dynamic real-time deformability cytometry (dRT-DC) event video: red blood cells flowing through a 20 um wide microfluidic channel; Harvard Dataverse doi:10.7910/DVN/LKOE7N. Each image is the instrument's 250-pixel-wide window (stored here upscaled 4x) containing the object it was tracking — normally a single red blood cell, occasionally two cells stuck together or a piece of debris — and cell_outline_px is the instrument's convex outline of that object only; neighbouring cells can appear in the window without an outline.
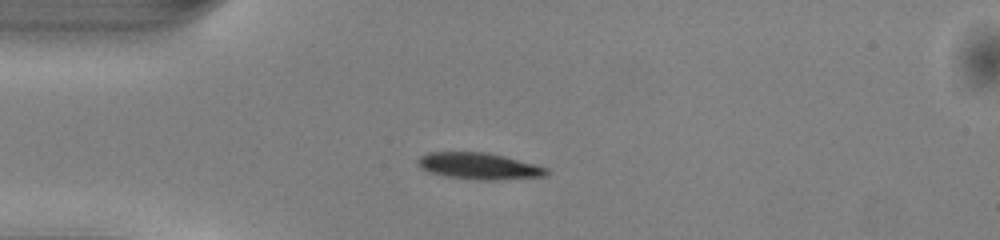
{"species": "common noctule bat (a hibernating species)", "species_latin": "Nyctalus noctula", "temperature_condition": "warm", "stored_images_in_passage": 38, "camera_frame_rate_fps": 3000, "um_per_image_px": 0.085, "animal": {"sex": "male", "body_mass_g": 13.0, "forearm_length_mm": 53.1}, "frame": {"image": 1, "passage_image": 1, "time_ms": 0.0, "image_size_px": [1000, 240], "cell_outline_px": [[548, 176], [496, 180], [476, 180], [448, 176], [432, 172], [420, 168], [416, 164], [416, 160], [420, 156], [428, 152], [488, 152], [536, 164], [548, 168]], "centroid_in_image_um": [40.73, 14.11], "position_along_channel_um": 44.3, "area_um2": 20.0}}
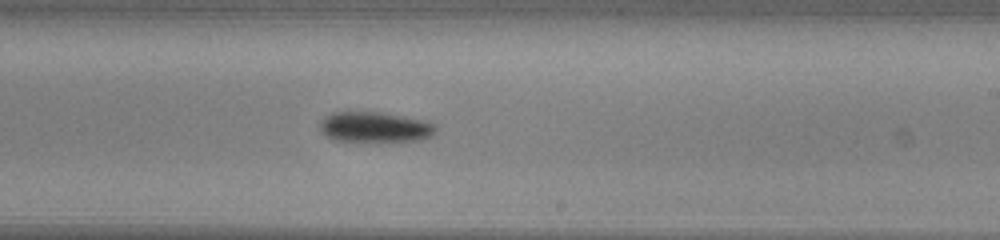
{"frame": {"image": 2, "passage_image": 18, "time_ms": 5.667, "image_size_px": [1000, 240], "cell_outline_px": [[436, 132], [432, 136], [420, 140], [332, 140], [320, 132], [320, 120], [324, 116], [332, 112], [380, 112], [420, 120], [436, 124]], "centroid_in_image_um": [31.81, 10.79], "position_along_channel_um": 257.2, "area_um2": 20.17}}
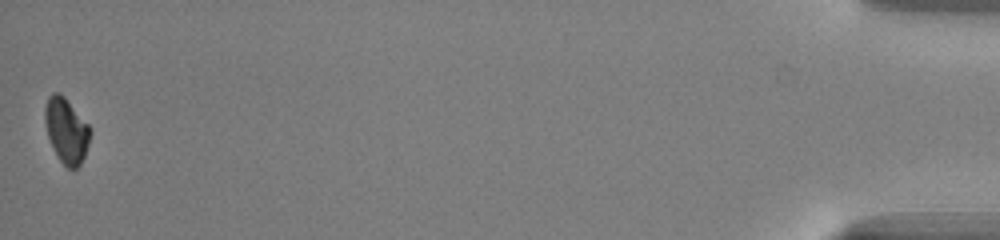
{"frame": {"image": 3, "passage_image": 38, "time_ms": 12.333, "image_size_px": [1000, 240], "cell_outline_px": [[92, 132], [84, 156], [80, 164], [76, 168], [68, 168], [60, 160], [52, 148], [48, 136], [44, 120], [44, 108], [48, 96], [52, 92], [60, 92], [64, 96], [92, 128]], "centroid_in_image_um": [5.63, 11.06], "position_along_channel_um": 429.6, "area_um2": 17.28}, "authors_computed_cell_mechanics": {"area_um2": 20.0855, "velocity_mm_per_s": 4.1025, "shape_relaxation_time_tau1_ms": 1.3043, "shape_relaxation_time_tau2_ms": null, "deformation_change_tau1": 0.0873, "deformation_change_tau2": null}}